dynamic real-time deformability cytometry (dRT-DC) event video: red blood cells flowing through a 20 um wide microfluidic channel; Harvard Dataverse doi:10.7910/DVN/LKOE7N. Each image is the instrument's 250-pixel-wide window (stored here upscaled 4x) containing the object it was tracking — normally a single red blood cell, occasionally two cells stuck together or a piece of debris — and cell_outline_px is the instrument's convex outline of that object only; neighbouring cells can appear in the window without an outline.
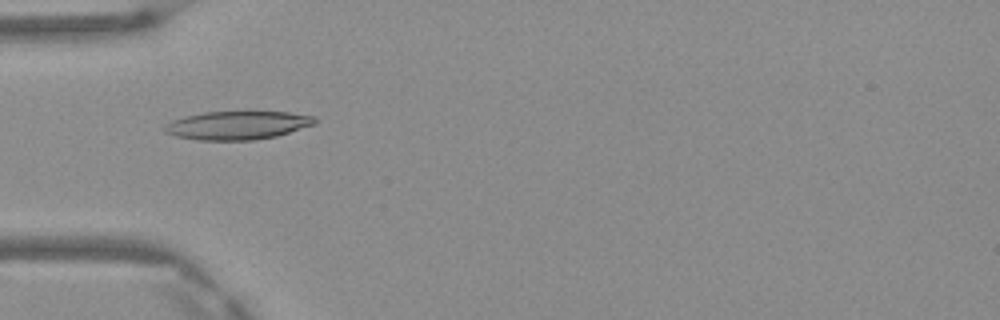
{"species": "Egyptian fruit bat (a non-hibernating species)", "species_latin": "Rousettus aegyptiacus", "temperature_condition": "warm", "stored_images_in_passage": 1, "camera_frame_rate_fps": 3000, "um_per_image_px": 0.085, "frame": {"image": 1, "passage_image": 1, "time_ms": 0.0, "image_size_px": [1000, 320], "cell_outline_px": [[316, 124], [276, 136], [252, 140], [200, 140], [176, 136], [164, 132], [164, 128], [172, 120], [184, 116], [204, 112], [288, 112], [312, 116], [316, 120]], "centroid_in_image_um": [20.18, 10.65], "position_along_channel_um": 64.8, "area_um2": 24.62}}